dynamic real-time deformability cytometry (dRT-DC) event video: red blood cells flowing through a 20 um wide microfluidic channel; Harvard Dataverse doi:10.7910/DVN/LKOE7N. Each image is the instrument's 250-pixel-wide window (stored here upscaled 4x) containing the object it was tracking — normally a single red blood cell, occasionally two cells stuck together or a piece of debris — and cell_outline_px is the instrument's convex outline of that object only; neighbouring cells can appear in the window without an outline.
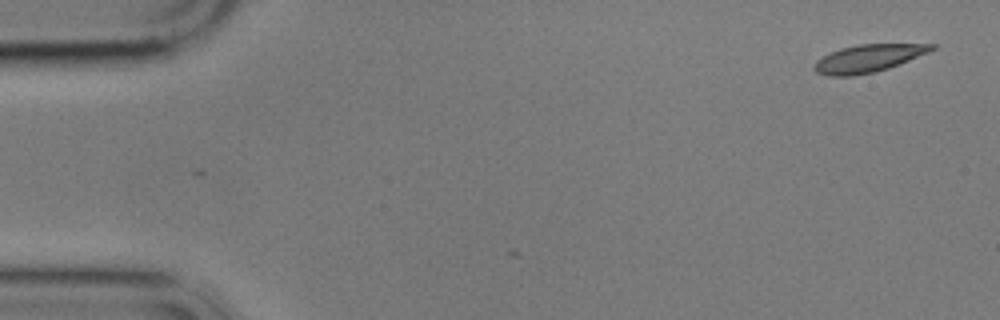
{"species": "common noctule bat (a hibernating species)", "species_latin": "Nyctalus noctula", "temperature_condition": "cold", "stored_images_in_passage": 4, "camera_frame_rate_fps": 3000, "um_per_image_px": 0.085, "animal": {"sex": "male", "body_mass_g": 17.9}, "frame": {"image": 1, "passage_image": 1, "time_ms": 0.0, "image_size_px": [1000, 320], "cell_outline_px": [[936, 48], [928, 52], [888, 68], [876, 72], [852, 76], [828, 76], [816, 72], [812, 68], [816, 60], [840, 48], [856, 44], [936, 44]], "centroid_in_image_um": [73.76, 4.96], "position_along_channel_um": 11.2, "area_um2": 18.79}}